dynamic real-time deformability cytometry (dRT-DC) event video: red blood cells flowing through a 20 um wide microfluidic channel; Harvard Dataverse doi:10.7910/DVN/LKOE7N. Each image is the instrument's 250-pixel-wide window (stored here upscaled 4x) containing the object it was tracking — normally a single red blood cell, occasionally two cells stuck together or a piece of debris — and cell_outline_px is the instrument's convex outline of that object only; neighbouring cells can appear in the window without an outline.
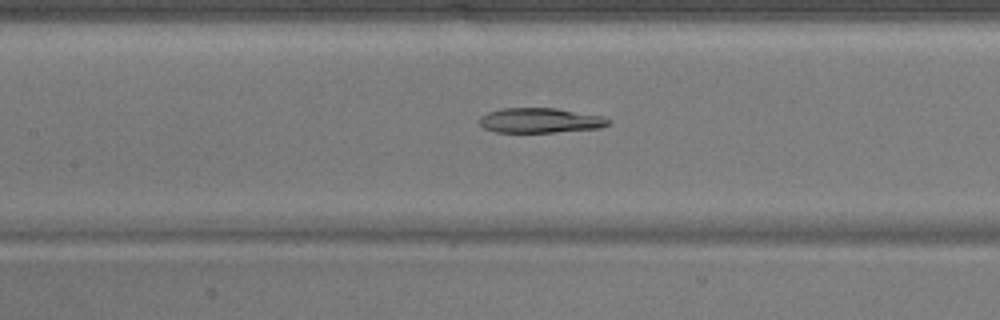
{"species": "common noctule bat (a hibernating species)", "species_latin": "Nyctalus noctula", "temperature_condition": "warm", "stored_images_in_passage": 37, "camera_frame_rate_fps": 3000, "um_per_image_px": 0.085, "animal": {"sex": "male", "body_mass_g": 17.9}, "frame": {"image": 1, "passage_image": 10, "time_ms": 3.0, "image_size_px": [1000, 320], "cell_outline_px": [[612, 124], [600, 128], [556, 132], [496, 132], [484, 128], [476, 120], [480, 116], [488, 112], [500, 108], [556, 108], [604, 116], [612, 120]], "centroid_in_image_um": [45.93, 10.23], "position_along_channel_um": 161.5, "area_um2": 19.02}}
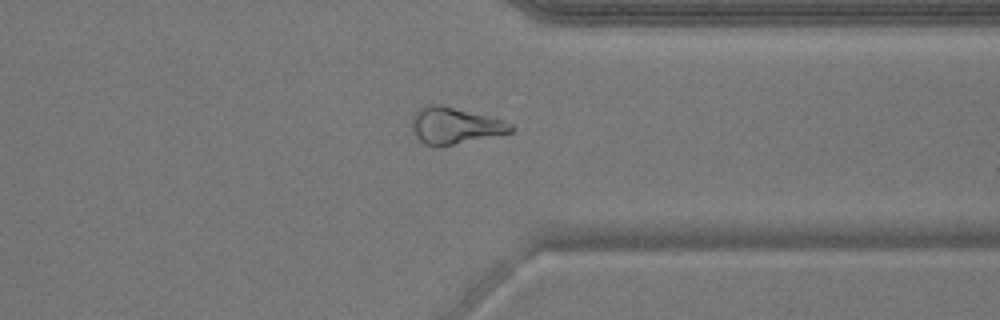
{"frame": {"image": 2, "passage_image": 26, "time_ms": 8.333, "image_size_px": [1000, 320], "cell_outline_px": [[512, 132], [436, 148], [432, 148], [424, 144], [416, 136], [412, 128], [412, 116], [420, 108], [428, 104], [440, 104], [500, 120], [512, 124]], "centroid_in_image_um": [38.58, 10.7], "position_along_channel_um": 372.8, "area_um2": 20.75}}
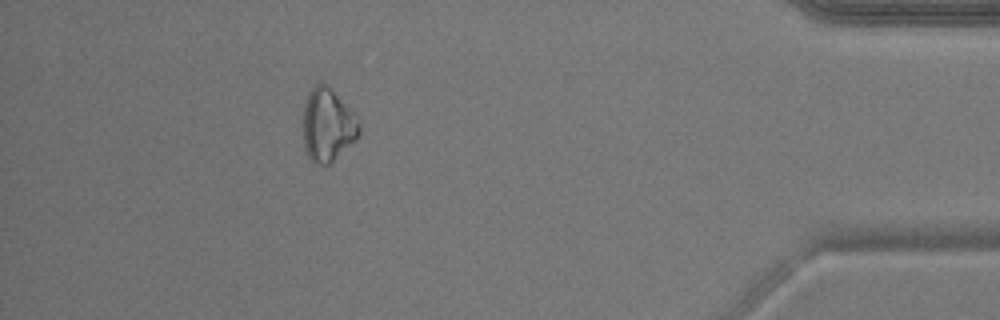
{"frame": {"image": 3, "passage_image": 32, "time_ms": 10.333, "image_size_px": [1000, 320], "cell_outline_px": [[360, 132], [356, 140], [324, 168], [316, 164], [308, 156], [304, 148], [304, 104], [308, 92], [320, 80], [324, 80], [352, 108], [360, 124]], "centroid_in_image_um": [27.87, 10.58], "position_along_channel_um": 407.3, "area_um2": 24.45}}